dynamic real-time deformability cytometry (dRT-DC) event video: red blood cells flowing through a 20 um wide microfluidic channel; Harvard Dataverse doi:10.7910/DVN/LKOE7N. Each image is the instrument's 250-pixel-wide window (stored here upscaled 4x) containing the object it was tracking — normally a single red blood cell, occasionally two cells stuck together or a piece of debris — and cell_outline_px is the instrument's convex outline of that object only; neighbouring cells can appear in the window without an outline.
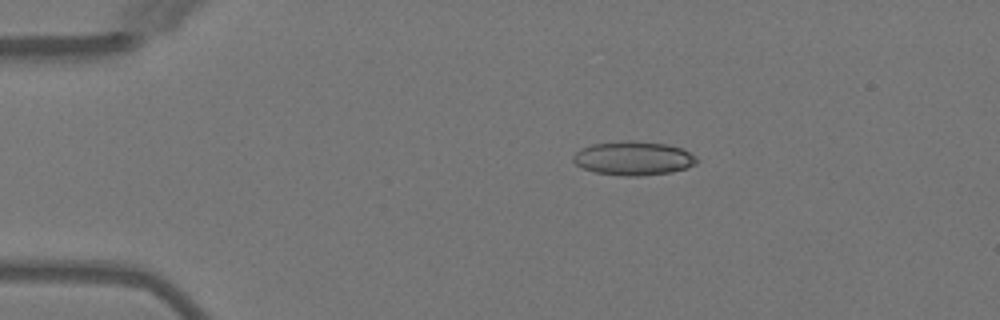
{"species": "Egyptian fruit bat (a non-hibernating species)", "species_latin": "Rousettus aegyptiacus", "temperature_condition": "warm", "stored_images_in_passage": 6, "camera_frame_rate_fps": 3000, "um_per_image_px": 0.085, "animal": {"sex": "female"}, "frame": {"image": 1, "passage_image": 3, "time_ms": 2.333, "image_size_px": [1000, 320], "cell_outline_px": [[696, 164], [688, 168], [672, 172], [644, 176], [620, 176], [596, 172], [584, 168], [576, 164], [572, 160], [572, 156], [576, 152], [592, 144], [624, 140], [628, 140], [668, 144], [680, 148], [696, 156]], "centroid_in_image_um": [53.85, 13.46], "position_along_channel_um": 31.1, "area_um2": 24.45}}
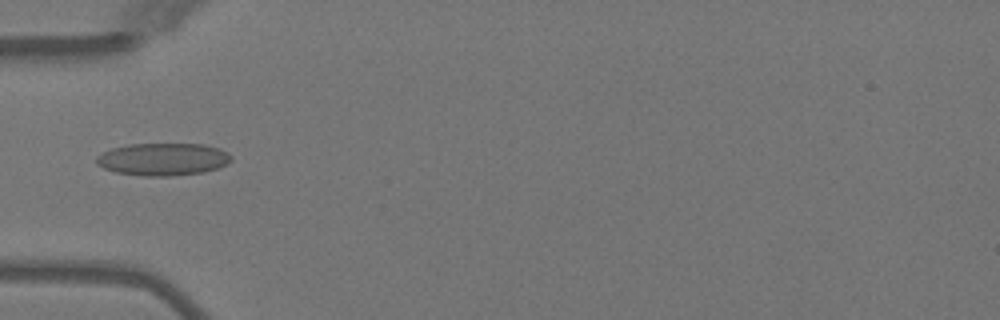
{"frame": {"image": 2, "passage_image": 5, "time_ms": 4.667, "image_size_px": [1000, 320], "cell_outline_px": [[232, 160], [220, 168], [204, 172], [172, 176], [144, 176], [116, 172], [104, 168], [96, 164], [96, 156], [112, 148], [128, 144], [204, 144], [220, 148], [228, 152], [232, 156]], "centroid_in_image_um": [13.89, 13.54], "position_along_channel_um": 71.1, "area_um2": 25.72}}
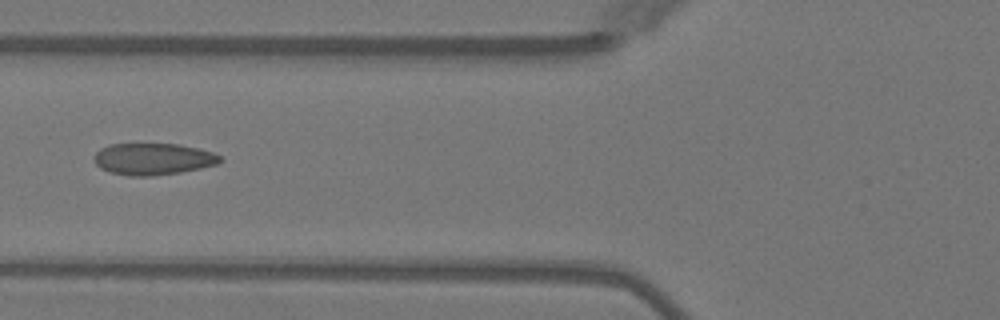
{"frame": {"image": 3, "passage_image": 6, "time_ms": 5.667, "image_size_px": [1000, 320], "cell_outline_px": [[224, 160], [216, 164], [200, 168], [180, 172], [152, 176], [128, 176], [108, 172], [100, 168], [96, 164], [96, 152], [100, 148], [108, 144], [180, 144], [212, 152], [220, 156]], "centroid_in_image_um": [13.0, 13.52], "position_along_channel_um": 112.8, "area_um2": 23.24}}